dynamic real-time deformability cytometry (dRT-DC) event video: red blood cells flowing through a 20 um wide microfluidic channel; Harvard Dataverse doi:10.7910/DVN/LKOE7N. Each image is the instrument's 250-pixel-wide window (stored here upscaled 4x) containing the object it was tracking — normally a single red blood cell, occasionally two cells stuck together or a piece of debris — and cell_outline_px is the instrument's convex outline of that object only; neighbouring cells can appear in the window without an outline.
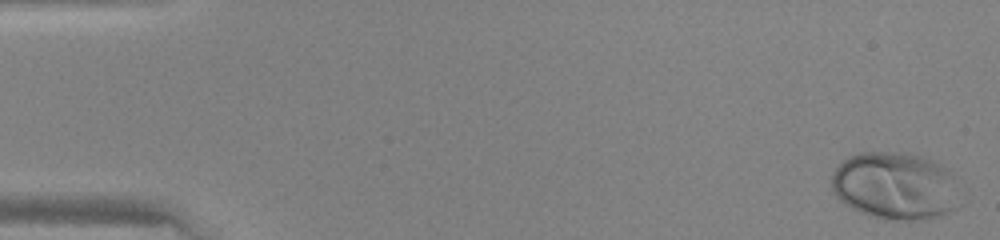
{"species": "human", "species_latin": "Homo sapiens", "temperature_condition": "warm", "stored_images_in_passage": 47, "camera_frame_rate_fps": 3000, "um_per_image_px": 0.085, "donor": {"sex": "female"}, "frame": {"image": 1, "passage_image": 1, "time_ms": 0.0, "image_size_px": [1000, 240], "cell_outline_px": [[968, 200], [964, 204], [948, 212], [936, 216], [920, 220], [884, 220], [860, 212], [844, 204], [832, 192], [832, 172], [848, 156], [860, 152], [908, 152], [924, 156], [948, 168], [956, 176]], "centroid_in_image_um": [76.23, 15.8], "position_along_channel_um": 8.8, "area_um2": 52.37}}
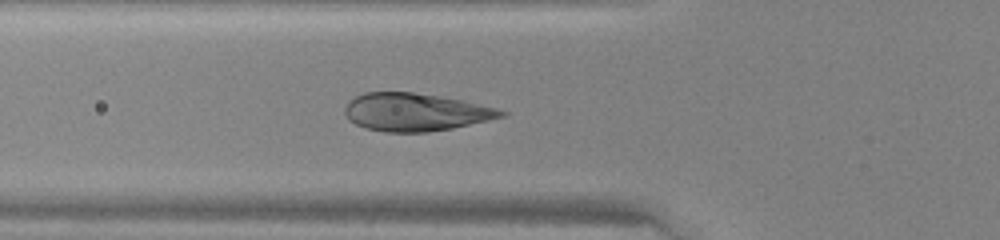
{"frame": {"image": 2, "passage_image": 17, "time_ms": 5.333, "image_size_px": [1000, 240], "cell_outline_px": [[508, 112], [504, 116], [488, 120], [452, 128], [428, 132], [384, 132], [364, 128], [348, 120], [344, 112], [344, 108], [348, 100], [364, 92], [412, 92], [464, 100], [496, 108]], "centroid_in_image_um": [35.26, 9.53], "position_along_channel_um": 90.5, "area_um2": 34.51}}
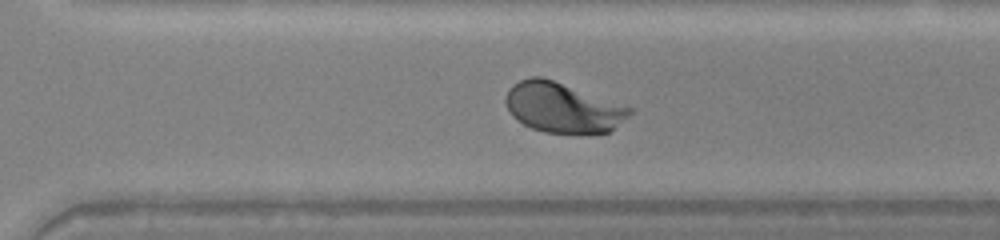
{"frame": {"image": 3, "passage_image": 33, "time_ms": 10.667, "image_size_px": [1000, 240], "cell_outline_px": [[632, 112], [628, 116], [608, 132], [544, 132], [532, 128], [516, 120], [508, 112], [504, 100], [508, 88], [512, 84], [520, 80], [532, 76], [540, 76], [552, 80], [632, 108]], "centroid_in_image_um": [47.74, 9.13], "position_along_channel_um": 322.9, "area_um2": 35.43}}